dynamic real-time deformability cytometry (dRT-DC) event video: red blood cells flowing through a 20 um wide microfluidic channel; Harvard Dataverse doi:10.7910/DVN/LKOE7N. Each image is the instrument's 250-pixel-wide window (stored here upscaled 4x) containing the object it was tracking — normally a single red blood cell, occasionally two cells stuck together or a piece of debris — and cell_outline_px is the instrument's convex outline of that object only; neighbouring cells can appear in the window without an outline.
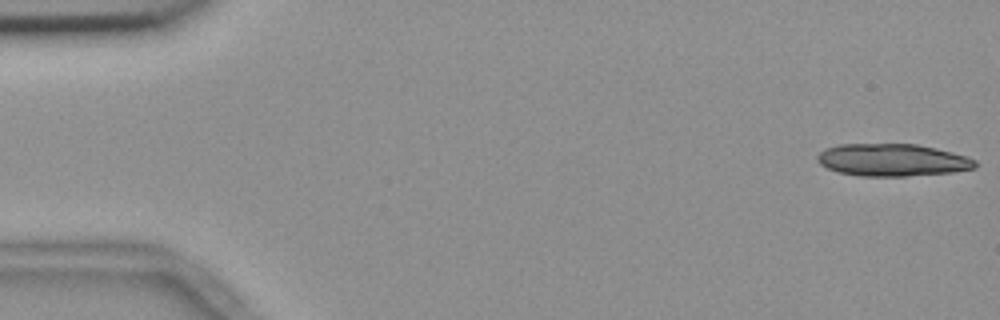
{"species": "common noctule bat (a hibernating species)", "species_latin": "Nyctalus noctula", "temperature_condition": "room temperature", "stored_images_in_passage": 5, "camera_frame_rate_fps": 3000, "um_per_image_px": 0.085, "animal": {"sex": "female", "body_mass_g": 18.4}, "frame": {"image": 1, "passage_image": 1, "time_ms": 0.0, "image_size_px": [1000, 320], "cell_outline_px": [[976, 168], [952, 172], [908, 176], [860, 176], [836, 172], [820, 164], [816, 160], [816, 156], [824, 148], [840, 144], [916, 144], [936, 148], [952, 152], [976, 160]], "centroid_in_image_um": [75.81, 13.6], "position_along_channel_um": 9.2, "area_um2": 29.88}}